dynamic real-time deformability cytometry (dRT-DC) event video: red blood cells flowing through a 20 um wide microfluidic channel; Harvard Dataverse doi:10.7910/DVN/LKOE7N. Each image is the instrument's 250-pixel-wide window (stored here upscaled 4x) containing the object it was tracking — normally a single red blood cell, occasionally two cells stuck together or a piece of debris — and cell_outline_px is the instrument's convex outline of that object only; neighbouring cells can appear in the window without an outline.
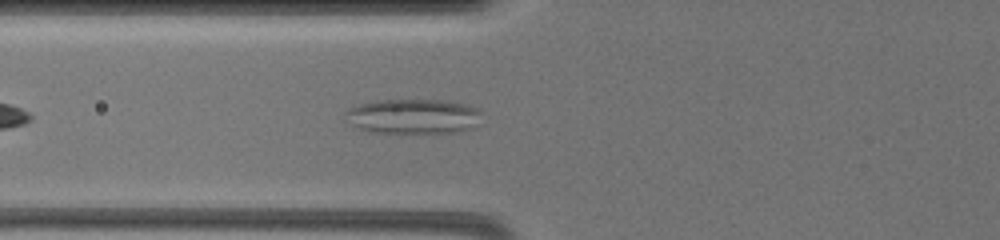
{"species": "common noctule bat (a hibernating species)", "species_latin": "Nyctalus noctula", "temperature_condition": "warm", "stored_images_in_passage": 3, "camera_frame_rate_fps": 3000, "um_per_image_px": 0.085, "animal": {"sex": "female", "body_mass_g": 19.5, "forearm_length_mm": 54.1}, "frame": {"image": 1, "passage_image": 3, "time_ms": 1.667, "image_size_px": [1000, 240], "cell_outline_px": [[480, 112], [476, 128], [464, 132], [368, 132], [352, 124], [344, 112], [348, 108], [360, 104], [380, 100], [448, 100], [468, 104], [476, 108]], "centroid_in_image_um": [35.18, 9.88], "position_along_channel_um": 90.6, "area_um2": 27.63}}